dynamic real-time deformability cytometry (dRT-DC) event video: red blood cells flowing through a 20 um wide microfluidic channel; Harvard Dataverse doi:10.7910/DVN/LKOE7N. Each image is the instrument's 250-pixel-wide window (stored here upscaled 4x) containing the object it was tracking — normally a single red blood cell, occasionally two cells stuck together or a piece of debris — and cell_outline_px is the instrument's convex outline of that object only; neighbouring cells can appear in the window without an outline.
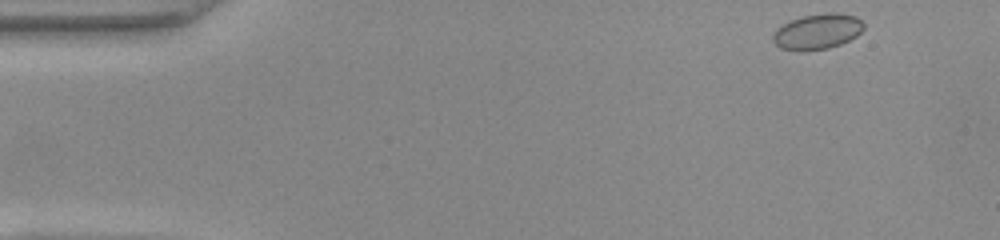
{"species": "common noctule bat (a hibernating species)", "species_latin": "Nyctalus noctula", "temperature_condition": "warm", "stored_images_in_passage": 47, "camera_frame_rate_fps": 3000, "um_per_image_px": 0.085, "animal": {"sex": "female", "body_mass_g": 22.0, "forearm_length_mm": 56.7}, "frame": {"image": 1, "passage_image": 1, "time_ms": 0.0, "image_size_px": [1000, 240], "cell_outline_px": [[864, 28], [856, 36], [840, 44], [828, 48], [804, 52], [780, 48], [772, 40], [772, 36], [776, 28], [792, 20], [804, 16], [828, 12], [832, 12], [856, 16], [864, 24]], "centroid_in_image_um": [69.46, 2.69], "position_along_channel_um": 15.5, "area_um2": 18.73}}
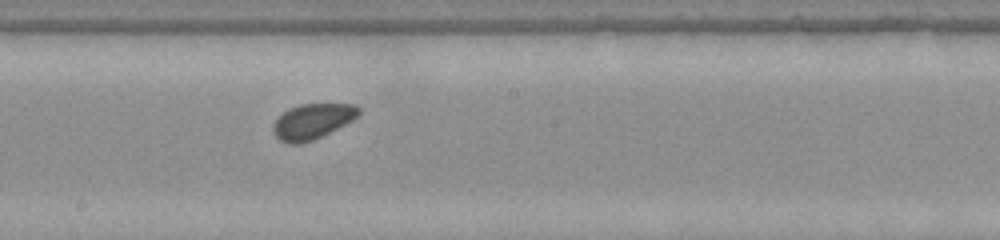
{"frame": {"image": 2, "passage_image": 25, "time_ms": 8.0, "image_size_px": [1000, 240], "cell_outline_px": [[360, 112], [352, 120], [312, 140], [300, 144], [288, 144], [280, 140], [272, 132], [272, 124], [288, 108], [300, 104], [356, 104], [360, 108]], "centroid_in_image_um": [26.51, 10.31], "position_along_channel_um": 221.7, "area_um2": 17.4}}
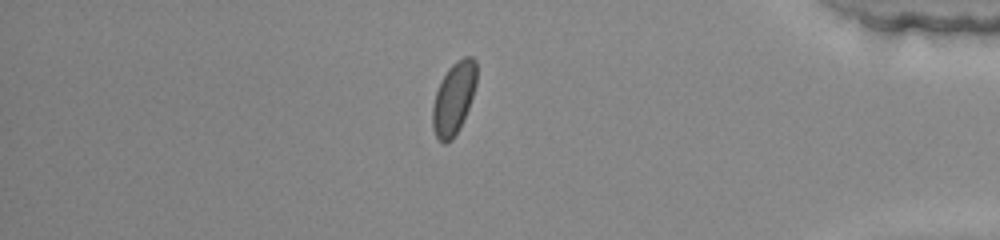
{"frame": {"image": 3, "passage_image": 41, "time_ms": 13.333, "image_size_px": [1000, 240], "cell_outline_px": [[476, 84], [468, 108], [460, 128], [452, 140], [444, 144], [436, 136], [432, 128], [432, 104], [436, 92], [448, 68], [456, 60], [464, 56], [472, 56], [476, 60]], "centroid_in_image_um": [38.56, 8.36], "position_along_channel_um": 396.6, "area_um2": 18.5}, "authors_computed_cell_mechanics": {"area_um2": 17.8602, "velocity_mm_per_s": 3.9191, "shape_relaxation_time_tau1_ms": null, "shape_relaxation_time_tau2_ms": 0.9628, "deformation_change_tau1": null, "deformation_change_tau2": 0.0478}}